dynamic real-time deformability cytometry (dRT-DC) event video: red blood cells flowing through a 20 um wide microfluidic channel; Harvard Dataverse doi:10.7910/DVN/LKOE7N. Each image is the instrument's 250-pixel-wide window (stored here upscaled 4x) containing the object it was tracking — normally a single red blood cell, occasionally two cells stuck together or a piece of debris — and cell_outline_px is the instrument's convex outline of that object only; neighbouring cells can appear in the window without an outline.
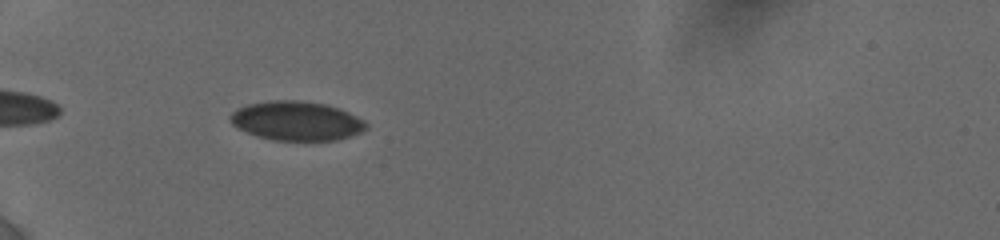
{"species": "human", "species_latin": "Homo sapiens", "temperature_condition": "cold", "stored_images_in_passage": 20, "camera_frame_rate_fps": 3000, "um_per_image_px": 0.085, "donor": {"sex": "female"}, "frame": {"image": 1, "passage_image": 2, "time_ms": 0.333, "image_size_px": [1000, 240], "cell_outline_px": [[368, 128], [360, 132], [340, 140], [272, 140], [248, 132], [232, 124], [232, 112], [248, 104], [276, 100], [296, 100], [324, 104], [348, 112], [364, 120], [368, 124]], "centroid_in_image_um": [25.26, 10.28], "position_along_channel_um": 59.7, "area_um2": 30.46}}
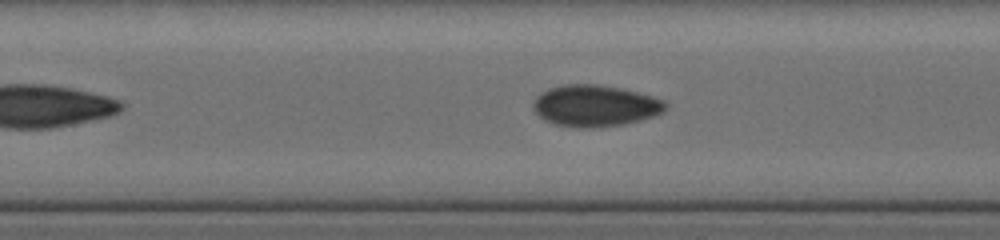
{"frame": {"image": 2, "passage_image": 10, "time_ms": 3.333, "image_size_px": [1000, 240], "cell_outline_px": [[668, 104], [664, 112], [640, 120], [624, 124], [592, 128], [576, 128], [556, 124], [544, 120], [532, 108], [532, 104], [536, 96], [540, 92], [548, 88], [564, 84], [596, 84], [620, 88], [652, 96], [664, 100]], "centroid_in_image_um": [50.56, 8.99], "position_along_channel_um": 156.8, "area_um2": 32.14}}
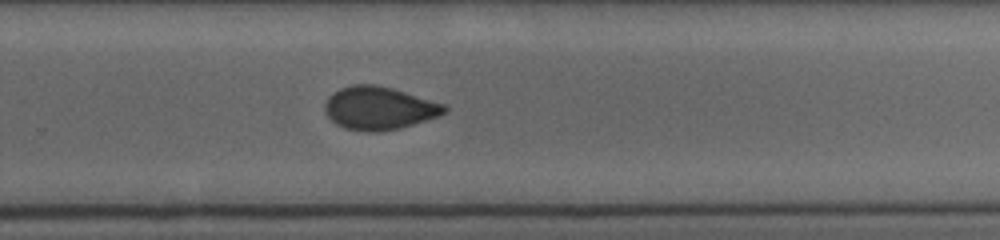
{"frame": {"image": 3, "passage_image": 20, "time_ms": 7.0, "image_size_px": [1000, 240], "cell_outline_px": [[448, 108], [440, 116], [400, 128], [380, 132], [364, 132], [344, 128], [336, 124], [328, 116], [324, 108], [324, 104], [328, 96], [332, 92], [340, 88], [352, 84], [376, 84], [392, 88], [444, 104]], "centroid_in_image_um": [32.19, 9.19], "position_along_channel_um": 297.6, "area_um2": 30.11}}